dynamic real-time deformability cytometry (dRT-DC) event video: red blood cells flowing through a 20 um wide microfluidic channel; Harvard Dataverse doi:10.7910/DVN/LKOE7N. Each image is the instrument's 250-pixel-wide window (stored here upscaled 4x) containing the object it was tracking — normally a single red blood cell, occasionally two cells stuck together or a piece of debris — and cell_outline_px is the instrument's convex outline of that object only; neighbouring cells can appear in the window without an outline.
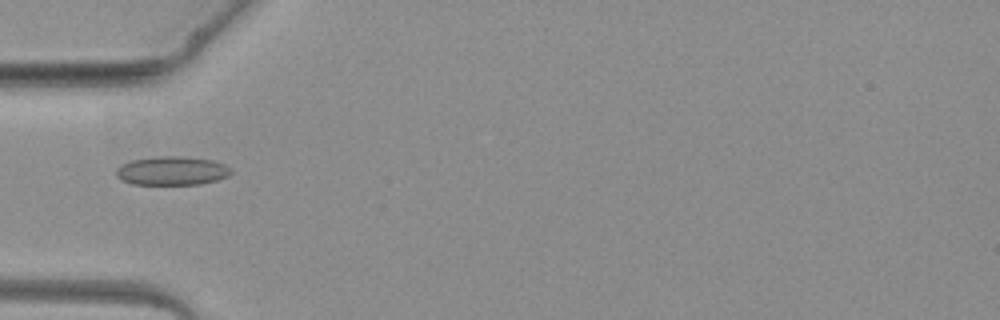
{"species": "common noctule bat (a hibernating species)", "species_latin": "Nyctalus noctula", "temperature_condition": "warm", "stored_images_in_passage": 4, "camera_frame_rate_fps": 3000, "um_per_image_px": 0.085, "animal": {"sex": "female", "body_mass_g": 19.3, "forearm_length_mm": 54.1}, "frame": {"image": 1, "passage_image": 4, "time_ms": 3.333, "image_size_px": [1000, 320], "cell_outline_px": [[232, 172], [228, 176], [216, 180], [200, 184], [132, 184], [120, 180], [116, 176], [116, 168], [120, 164], [132, 160], [156, 156], [180, 156], [212, 160], [224, 164], [232, 168]], "centroid_in_image_um": [14.59, 14.51], "position_along_channel_um": 70.4, "area_um2": 19.36}}